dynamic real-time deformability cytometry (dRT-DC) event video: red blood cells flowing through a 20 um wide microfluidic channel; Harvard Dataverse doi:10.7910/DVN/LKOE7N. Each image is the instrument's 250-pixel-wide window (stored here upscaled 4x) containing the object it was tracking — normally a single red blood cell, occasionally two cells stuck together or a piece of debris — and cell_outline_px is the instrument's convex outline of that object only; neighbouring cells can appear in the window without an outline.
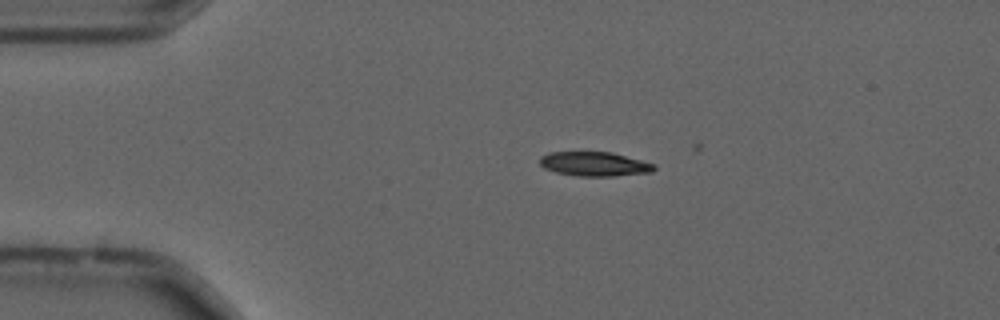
{"species": "common noctule bat (a hibernating species)", "species_latin": "Nyctalus noctula", "temperature_condition": "cold", "stored_images_in_passage": 9, "camera_frame_rate_fps": 3000, "um_per_image_px": 0.085, "animal": {"sex": "male", "forearm_length_mm": 52.5}, "frame": {"image": 1, "passage_image": 2, "time_ms": 0.333, "image_size_px": [1000, 320], "cell_outline_px": [[656, 168], [652, 172], [612, 176], [576, 176], [556, 172], [544, 168], [540, 164], [540, 156], [548, 152], [612, 152], [656, 164]], "centroid_in_image_um": [50.53, 13.94], "position_along_channel_um": 34.5, "area_um2": 16.24}}
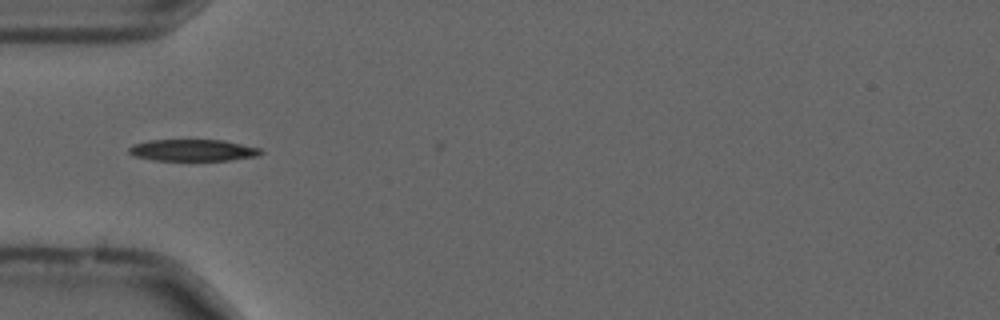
{"frame": {"image": 2, "passage_image": 8, "time_ms": 2.333, "image_size_px": [1000, 320], "cell_outline_px": [[264, 152], [260, 156], [228, 160], [152, 160], [132, 156], [128, 152], [128, 148], [132, 144], [148, 140], [224, 140], [260, 148]], "centroid_in_image_um": [16.38, 12.77], "position_along_channel_um": 68.6, "area_um2": 16.82}}